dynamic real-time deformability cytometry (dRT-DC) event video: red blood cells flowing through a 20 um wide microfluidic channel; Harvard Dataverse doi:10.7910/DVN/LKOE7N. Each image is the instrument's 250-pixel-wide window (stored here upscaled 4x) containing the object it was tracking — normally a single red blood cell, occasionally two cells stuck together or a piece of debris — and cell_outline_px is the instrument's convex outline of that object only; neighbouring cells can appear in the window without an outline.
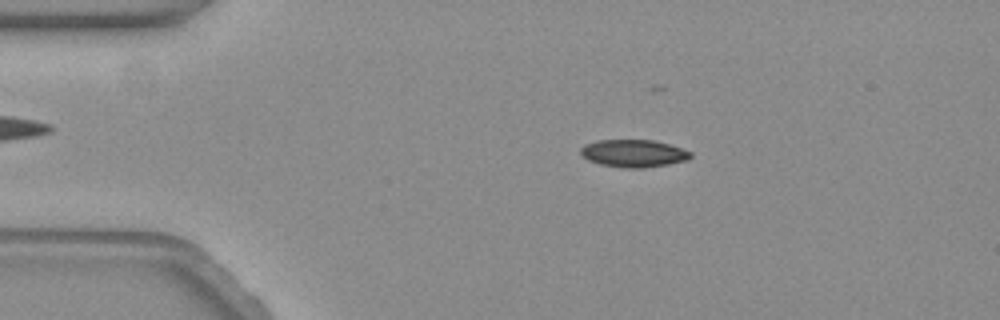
{"species": "common noctule bat (a hibernating species)", "species_latin": "Nyctalus noctula", "temperature_condition": "warm", "stored_images_in_passage": 42, "camera_frame_rate_fps": 3000, "um_per_image_px": 0.085, "animal": {"sex": "female", "body_mass_g": 19.3, "forearm_length_mm": 54.1}, "frame": {"image": 1, "passage_image": 11, "time_ms": 3.333, "image_size_px": [1000, 320], "cell_outline_px": [[692, 156], [688, 160], [668, 164], [644, 168], [624, 168], [600, 164], [588, 160], [580, 152], [580, 148], [584, 144], [596, 140], [652, 140], [668, 144], [692, 152]], "centroid_in_image_um": [53.84, 13.03], "position_along_channel_um": 31.2, "area_um2": 17.63}}
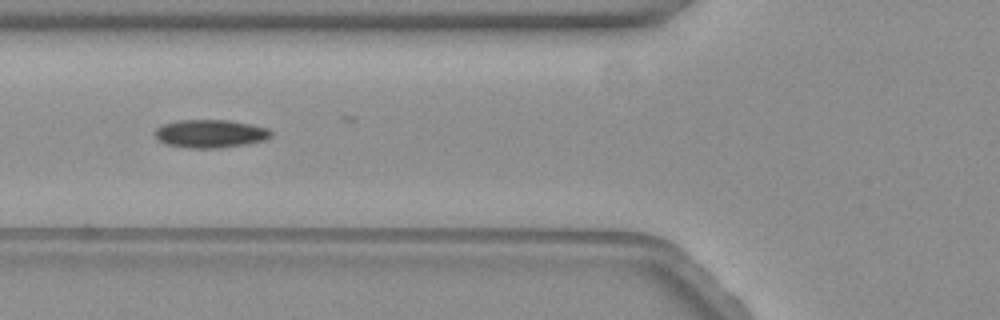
{"frame": {"image": 2, "passage_image": 22, "time_ms": 7.0, "image_size_px": [1000, 320], "cell_outline_px": [[272, 136], [264, 140], [248, 144], [216, 148], [188, 148], [164, 144], [156, 140], [152, 132], [156, 128], [164, 124], [180, 120], [228, 120], [268, 128], [272, 132]], "centroid_in_image_um": [17.82, 11.37], "position_along_channel_um": 108.0, "area_um2": 19.19}}
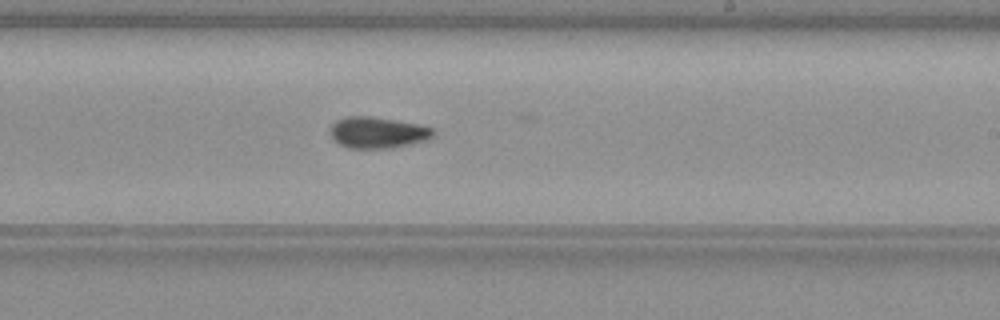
{"frame": {"image": 3, "passage_image": 35, "time_ms": 11.333, "image_size_px": [1000, 320], "cell_outline_px": [[436, 136], [428, 140], [392, 148], [348, 148], [332, 140], [328, 132], [328, 128], [336, 120], [348, 116], [372, 116], [420, 124], [432, 128], [436, 132]], "centroid_in_image_um": [32.09, 11.26], "position_along_channel_um": 256.9, "area_um2": 19.25}}